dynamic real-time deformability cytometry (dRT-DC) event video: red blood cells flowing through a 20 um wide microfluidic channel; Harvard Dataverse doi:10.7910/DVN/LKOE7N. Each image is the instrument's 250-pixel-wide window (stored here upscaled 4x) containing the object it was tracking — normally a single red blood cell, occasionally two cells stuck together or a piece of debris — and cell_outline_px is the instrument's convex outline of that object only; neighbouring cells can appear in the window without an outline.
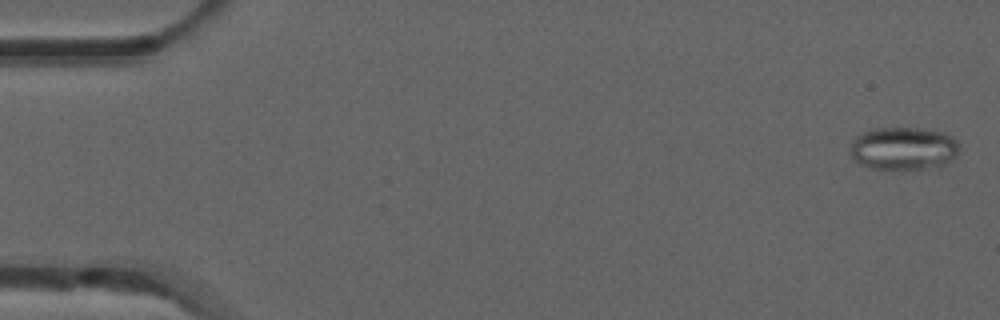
{"species": "common noctule bat (a hibernating species)", "species_latin": "Nyctalus noctula", "temperature_condition": "room temperature", "stored_images_in_passage": 5, "camera_frame_rate_fps": 3000, "um_per_image_px": 0.085, "animal": {"sex": "male", "forearm_length_mm": 52.5}, "frame": {"image": 1, "passage_image": 1, "time_ms": 0.0, "image_size_px": [1000, 320], "cell_outline_px": [[960, 148], [956, 156], [948, 164], [940, 168], [900, 172], [872, 168], [860, 164], [852, 156], [852, 144], [856, 136], [864, 132], [876, 128], [916, 128], [944, 132], [952, 136], [960, 144]], "centroid_in_image_um": [76.88, 12.68], "position_along_channel_um": 8.1, "area_um2": 28.21}}
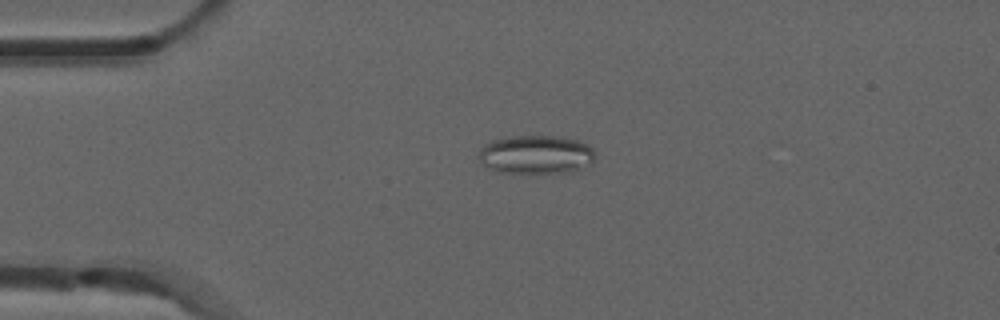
{"frame": {"image": 2, "passage_image": 4, "time_ms": 1.0, "image_size_px": [1000, 320], "cell_outline_px": [[596, 160], [592, 164], [572, 172], [496, 172], [480, 164], [476, 156], [480, 148], [484, 144], [492, 140], [512, 136], [560, 136], [580, 140], [588, 144], [596, 152]], "centroid_in_image_um": [45.57, 13.13], "position_along_channel_um": 39.4, "area_um2": 26.82}}